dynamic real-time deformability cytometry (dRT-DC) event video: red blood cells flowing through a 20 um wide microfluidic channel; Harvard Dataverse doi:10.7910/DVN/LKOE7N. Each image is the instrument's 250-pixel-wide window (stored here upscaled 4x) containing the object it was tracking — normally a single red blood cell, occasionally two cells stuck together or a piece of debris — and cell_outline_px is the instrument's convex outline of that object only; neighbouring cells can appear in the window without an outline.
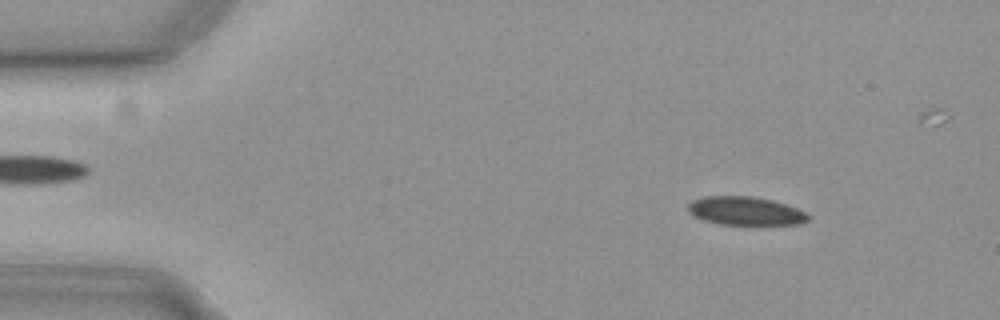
{"species": "common noctule bat (a hibernating species)", "species_latin": "Nyctalus noctula", "temperature_condition": "cold", "stored_images_in_passage": 52, "camera_frame_rate_fps": 3000, "um_per_image_px": 0.085, "animal": {"sex": "female", "body_mass_g": 19.3, "forearm_length_mm": 54.1}, "frame": {"image": 1, "passage_image": 7, "time_ms": 2.0, "image_size_px": [1000, 320], "cell_outline_px": [[812, 216], [808, 220], [800, 224], [720, 224], [704, 220], [692, 216], [688, 212], [688, 204], [692, 200], [704, 196], [752, 196], [772, 200], [808, 212]], "centroid_in_image_um": [63.36, 17.93], "position_along_channel_um": 21.6, "area_um2": 20.0}}
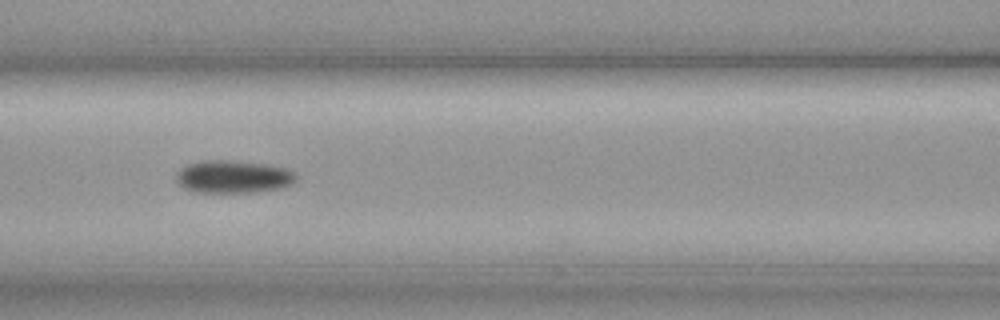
{"frame": {"image": 2, "passage_image": 24, "time_ms": 7.667, "image_size_px": [1000, 320], "cell_outline_px": [[296, 180], [292, 184], [280, 188], [252, 192], [196, 192], [184, 188], [176, 180], [176, 172], [180, 168], [188, 164], [200, 160], [224, 160], [264, 164], [284, 168], [296, 172]], "centroid_in_image_um": [19.8, 15.02], "position_along_channel_um": 146.8, "area_um2": 22.77}}
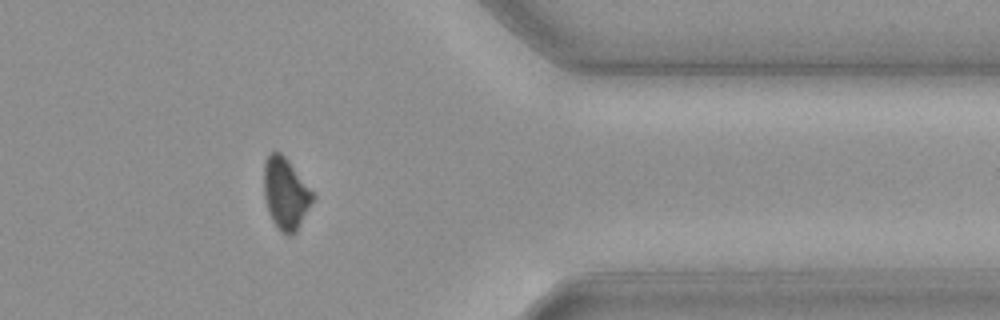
{"frame": {"image": 3, "passage_image": 45, "time_ms": 14.667, "image_size_px": [1000, 320], "cell_outline_px": [[316, 196], [296, 232], [288, 236], [280, 232], [276, 228], [268, 212], [264, 196], [264, 164], [268, 156], [272, 152], [280, 152], [288, 160], [316, 192]], "centroid_in_image_um": [24.31, 16.47], "position_along_channel_um": 387.1, "area_um2": 20.75}}